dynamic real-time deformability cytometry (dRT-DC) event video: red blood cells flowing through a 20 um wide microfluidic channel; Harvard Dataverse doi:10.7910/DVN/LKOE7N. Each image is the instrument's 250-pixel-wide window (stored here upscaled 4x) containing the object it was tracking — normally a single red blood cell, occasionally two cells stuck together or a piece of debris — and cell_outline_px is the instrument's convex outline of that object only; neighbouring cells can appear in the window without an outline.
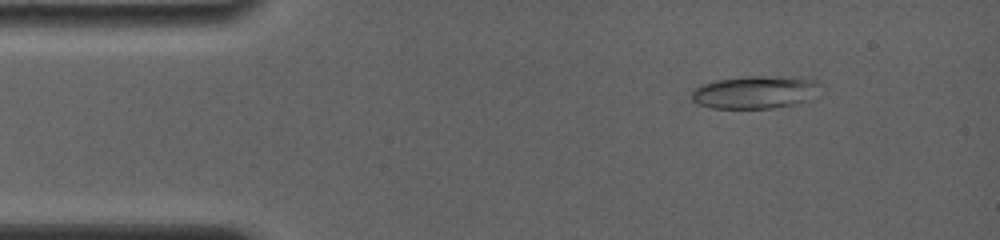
{"species": "common noctule bat (a hibernating species)", "species_latin": "Nyctalus noctula", "temperature_condition": "room temperature", "stored_images_in_passage": 18, "camera_frame_rate_fps": 4000, "um_per_image_px": 0.085, "animal": {"sex": "female", "body_mass_g": 19.0, "forearm_length_mm": 56.7}, "frame": {"image": 1, "passage_image": 5, "time_ms": 1.75, "image_size_px": [1000, 240], "cell_outline_px": [[820, 96], [808, 100], [792, 104], [772, 108], [712, 108], [696, 104], [692, 100], [692, 88], [700, 84], [716, 80], [744, 76], [800, 76], [820, 80]], "centroid_in_image_um": [64.25, 7.81], "position_along_channel_um": 20.7, "area_um2": 25.37}}
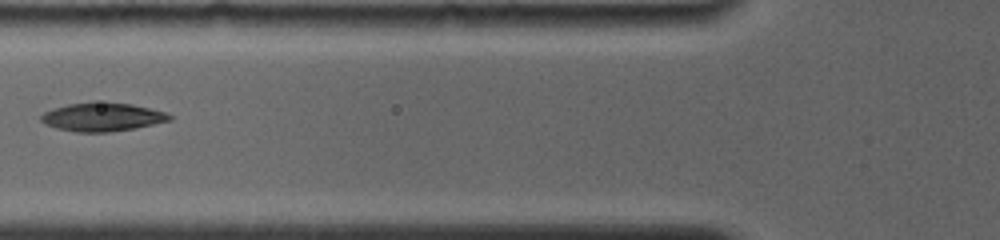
{"frame": {"image": 2, "passage_image": 14, "time_ms": 6.0, "image_size_px": [1000, 240], "cell_outline_px": [[172, 120], [136, 128], [108, 132], [76, 132], [56, 128], [44, 124], [40, 120], [40, 116], [44, 112], [52, 108], [68, 104], [92, 100], [132, 104], [164, 112], [172, 116]], "centroid_in_image_um": [8.65, 9.93], "position_along_channel_um": 117.1, "area_um2": 21.68}}
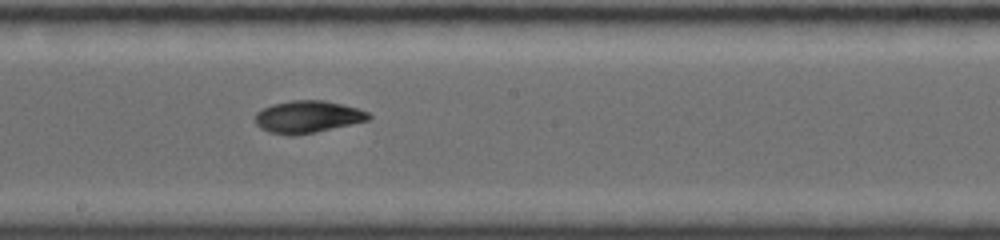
{"frame": {"image": 3, "passage_image": 18, "time_ms": 8.75, "image_size_px": [1000, 240], "cell_outline_px": [[372, 116], [368, 120], [316, 132], [292, 136], [268, 132], [260, 128], [256, 124], [256, 112], [272, 104], [292, 100], [324, 100], [356, 108], [368, 112]], "centroid_in_image_um": [26.12, 9.93], "position_along_channel_um": 222.1, "area_um2": 21.15}}